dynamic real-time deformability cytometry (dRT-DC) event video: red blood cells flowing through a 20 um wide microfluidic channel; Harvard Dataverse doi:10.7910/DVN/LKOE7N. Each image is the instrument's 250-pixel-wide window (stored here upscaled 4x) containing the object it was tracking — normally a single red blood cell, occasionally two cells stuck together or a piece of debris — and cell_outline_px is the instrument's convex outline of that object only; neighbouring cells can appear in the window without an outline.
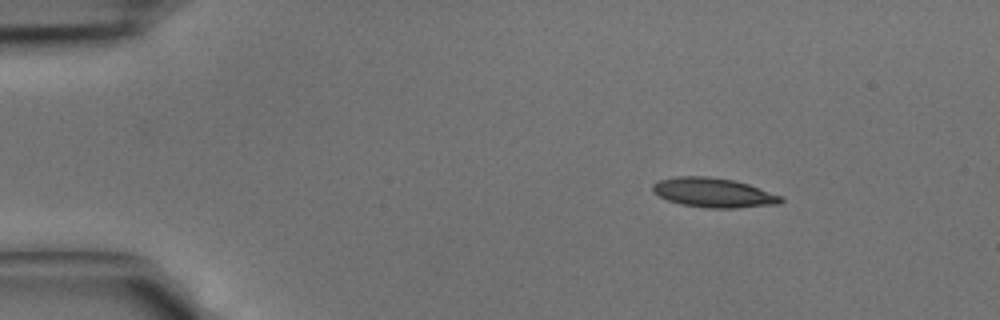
{"species": "common noctule bat (a hibernating species)", "species_latin": "Nyctalus noctula", "temperature_condition": "cold", "stored_images_in_passage": 37, "camera_frame_rate_fps": 3000, "um_per_image_px": 0.085, "animal": {"sex": "male", "body_mass_g": 15.6}, "frame": {"image": 1, "passage_image": 1, "time_ms": 0.0, "image_size_px": [1000, 320], "cell_outline_px": [[784, 200], [780, 204], [736, 208], [704, 208], [680, 204], [668, 200], [652, 192], [652, 184], [660, 180], [676, 176], [708, 176], [732, 180], [748, 184], [784, 196]], "centroid_in_image_um": [60.67, 16.38], "position_along_channel_um": 24.3, "area_um2": 22.2}}
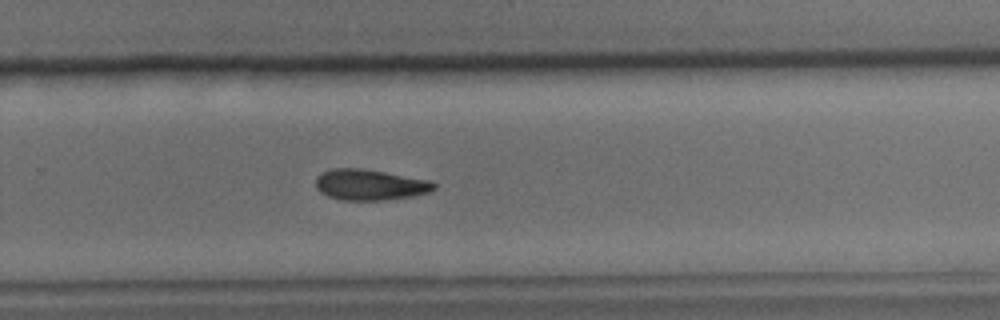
{"frame": {"image": 2, "passage_image": 23, "time_ms": 7.333, "image_size_px": [1000, 320], "cell_outline_px": [[436, 188], [428, 192], [412, 196], [380, 200], [344, 200], [328, 196], [320, 192], [316, 188], [316, 176], [332, 168], [360, 168], [432, 180], [436, 184]], "centroid_in_image_um": [31.44, 15.7], "position_along_channel_um": 298.4, "area_um2": 21.15}}
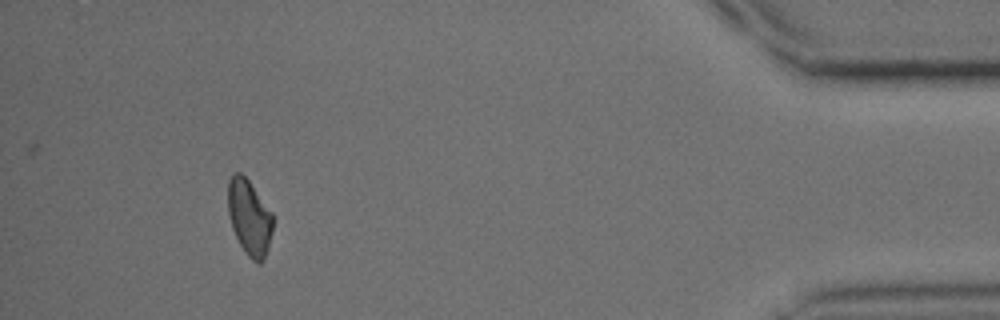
{"frame": {"image": 3, "passage_image": 34, "time_ms": 11.0, "image_size_px": [1000, 320], "cell_outline_px": [[272, 232], [268, 248], [264, 260], [260, 264], [252, 260], [244, 252], [232, 228], [228, 216], [228, 180], [232, 172], [240, 172], [248, 180], [272, 212]], "centroid_in_image_um": [21.18, 18.48], "position_along_channel_um": 414.0, "area_um2": 19.83}}